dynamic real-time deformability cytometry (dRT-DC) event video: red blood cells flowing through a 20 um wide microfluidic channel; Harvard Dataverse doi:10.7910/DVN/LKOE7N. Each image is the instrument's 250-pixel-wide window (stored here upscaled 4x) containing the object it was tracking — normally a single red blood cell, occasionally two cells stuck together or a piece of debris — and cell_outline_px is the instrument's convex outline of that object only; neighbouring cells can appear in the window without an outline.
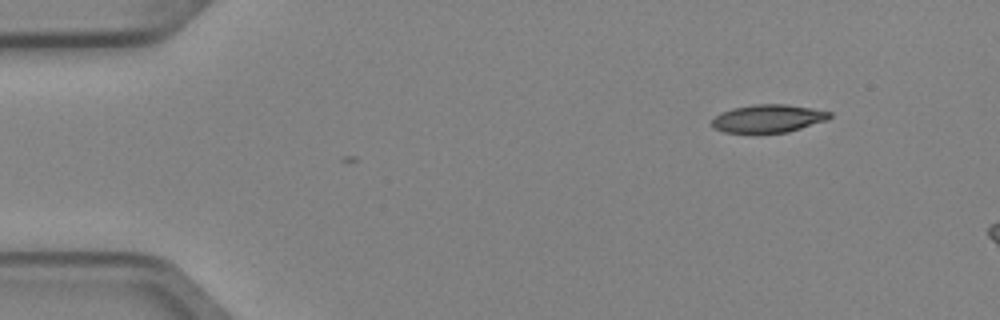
{"species": "Egyptian fruit bat (a non-hibernating species)", "species_latin": "Rousettus aegyptiacus", "temperature_condition": "cold", "stored_images_in_passage": 4, "camera_frame_rate_fps": 3000, "um_per_image_px": 0.085, "animal": {"sex": "female"}, "frame": {"image": 1, "passage_image": 1, "time_ms": 0.0, "image_size_px": [1000, 320], "cell_outline_px": [[832, 116], [828, 120], [788, 132], [724, 132], [712, 128], [712, 120], [720, 112], [732, 108], [756, 104], [788, 104], [812, 108], [832, 112]], "centroid_in_image_um": [65.32, 10.06], "position_along_channel_um": 19.7, "area_um2": 19.19}}